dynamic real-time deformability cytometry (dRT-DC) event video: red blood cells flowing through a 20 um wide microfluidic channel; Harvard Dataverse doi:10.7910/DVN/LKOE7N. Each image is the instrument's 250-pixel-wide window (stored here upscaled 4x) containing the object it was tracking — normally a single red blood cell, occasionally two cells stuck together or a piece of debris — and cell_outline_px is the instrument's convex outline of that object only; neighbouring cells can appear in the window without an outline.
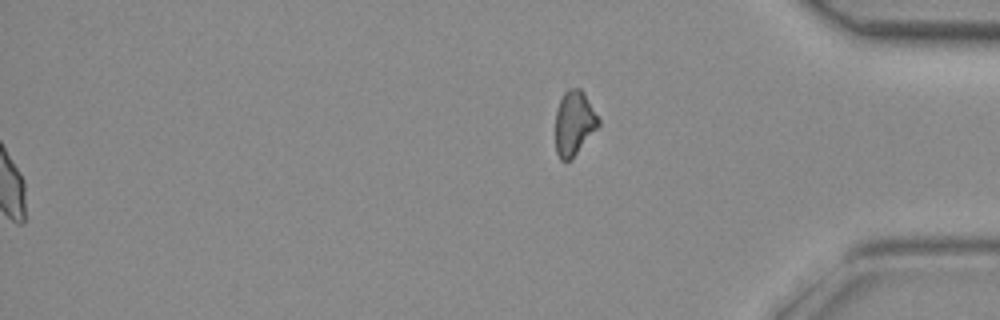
{"species": "common noctule bat (a hibernating species)", "species_latin": "Nyctalus noctula", "temperature_condition": "room temperature", "stored_images_in_passage": 41, "segment_of_instrument_passage": [2, 2], "camera_frame_rate_fps": 3000, "um_per_image_px": 0.085, "animal": {"sex": "female", "body_mass_g": 29.2, "forearm_length_mm": 56.3}, "frame": {"image": 1, "passage_image": 41, "time_ms": 13.333, "image_size_px": [1000, 320], "cell_outline_px": [[600, 124], [576, 152], [568, 160], [560, 160], [556, 152], [556, 112], [560, 100], [564, 92], [568, 88], [580, 88], [584, 92], [600, 120]], "centroid_in_image_um": [48.79, 10.41], "position_along_channel_um": 386.4, "area_um2": 15.78}}